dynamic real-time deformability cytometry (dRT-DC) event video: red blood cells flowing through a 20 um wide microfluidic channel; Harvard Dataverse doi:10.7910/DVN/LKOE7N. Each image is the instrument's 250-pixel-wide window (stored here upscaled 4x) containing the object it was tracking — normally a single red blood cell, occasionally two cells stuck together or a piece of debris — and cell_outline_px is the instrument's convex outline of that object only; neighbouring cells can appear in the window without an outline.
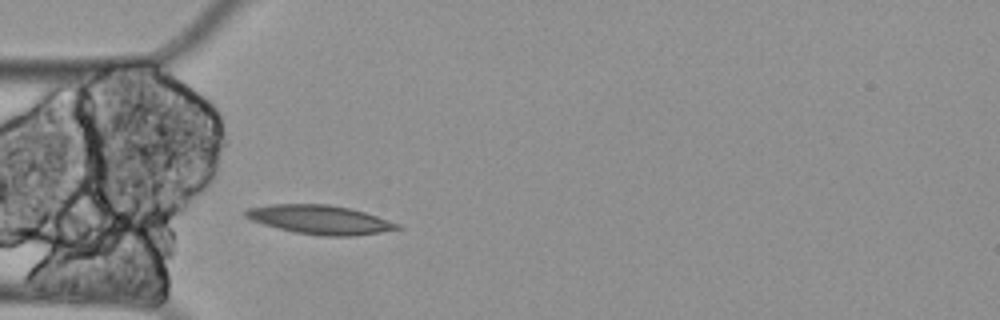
{"species": "Egyptian fruit bat (a non-hibernating species)", "species_latin": "Rousettus aegyptiacus", "temperature_condition": "cold", "stored_images_in_passage": 36, "camera_frame_rate_fps": 3000, "um_per_image_px": 0.085, "animal": {"sex": "female"}, "frame": {"image": 1, "passage_image": 1, "time_ms": 0.0, "image_size_px": [1000, 320], "cell_outline_px": [[404, 228], [356, 236], [320, 236], [296, 232], [264, 224], [252, 220], [244, 216], [244, 212], [248, 208], [272, 204], [328, 204], [348, 208], [364, 212], [400, 224]], "centroid_in_image_um": [27.22, 18.67], "position_along_channel_um": 57.8, "area_um2": 25.37}}
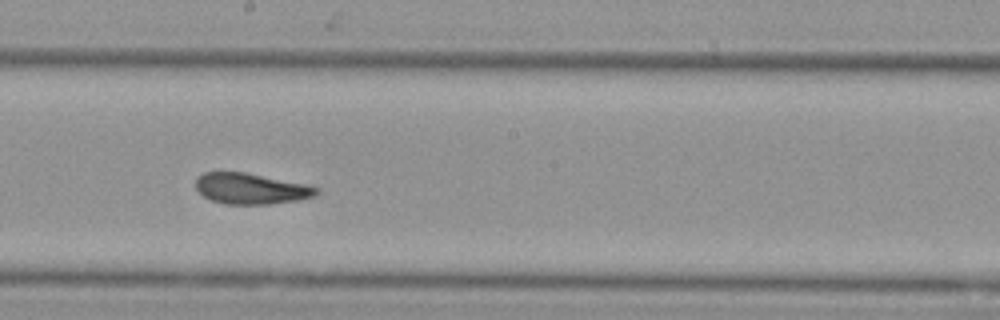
{"frame": {"image": 2, "passage_image": 16, "time_ms": 5.0, "image_size_px": [1000, 320], "cell_outline_px": [[320, 192], [316, 196], [296, 200], [268, 204], [224, 204], [212, 200], [204, 196], [196, 188], [196, 180], [204, 172], [244, 172], [308, 184], [320, 188]], "centroid_in_image_um": [21.38, 16.03], "position_along_channel_um": 226.8, "area_um2": 21.68}}
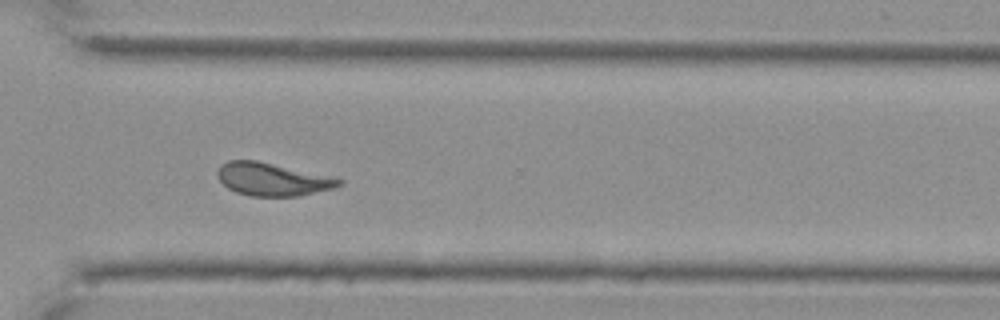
{"frame": {"image": 3, "passage_image": 27, "time_ms": 8.667, "image_size_px": [1000, 320], "cell_outline_px": [[344, 184], [336, 188], [300, 196], [252, 196], [236, 192], [228, 188], [220, 180], [216, 172], [220, 164], [228, 160], [256, 160], [344, 180]], "centroid_in_image_um": [23.14, 15.25], "position_along_channel_um": 347.5, "area_um2": 23.12}}